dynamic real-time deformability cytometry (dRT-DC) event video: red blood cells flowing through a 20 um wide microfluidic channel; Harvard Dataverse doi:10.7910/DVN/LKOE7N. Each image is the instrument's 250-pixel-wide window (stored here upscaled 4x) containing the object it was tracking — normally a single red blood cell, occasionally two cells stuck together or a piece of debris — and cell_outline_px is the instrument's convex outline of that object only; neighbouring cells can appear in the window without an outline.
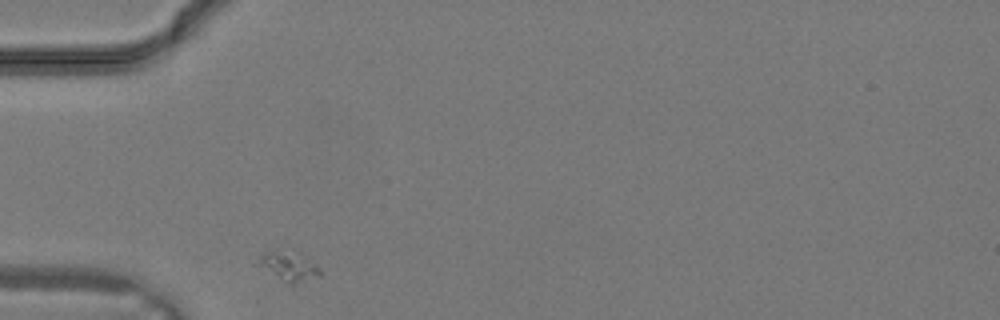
{"species": "common noctule bat (a hibernating species)", "species_latin": "Nyctalus noctula", "temperature_condition": "warm", "stored_images_in_passage": 18, "camera_frame_rate_fps": 3000, "um_per_image_px": 0.085, "animal": {"sex": "male", "body_mass_g": 19.2, "forearm_length_mm": 51.8}, "frame": {"image": 1, "passage_image": 1, "time_ms": 0.0, "image_size_px": [1000, 320], "cell_outline_px": [[320, 276], [292, 288], [260, 264], [260, 256], [264, 252], [300, 252], [316, 264], [320, 268]], "centroid_in_image_um": [24.69, 22.71], "position_along_channel_um": 60.3, "area_um2": 10.46}}
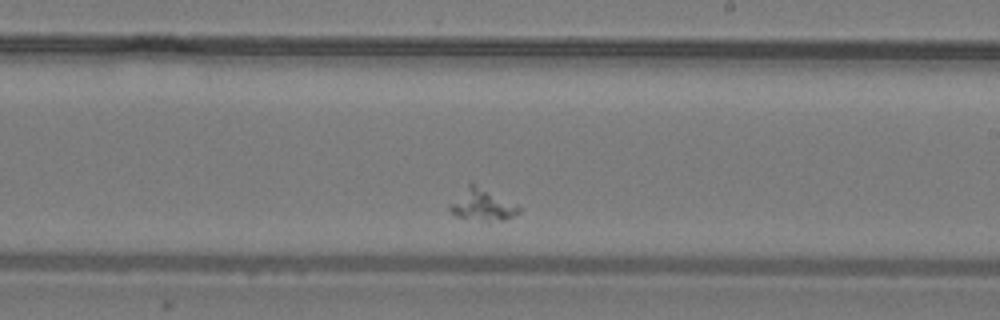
{"frame": {"image": 2, "passage_image": 11, "time_ms": 3.333, "image_size_px": [1000, 320], "cell_outline_px": [[520, 212], [504, 220], [484, 220], [456, 216], [448, 208], [448, 204], [472, 180], [520, 208]], "centroid_in_image_um": [40.93, 17.37], "position_along_channel_um": 248.1, "area_um2": 12.54}}
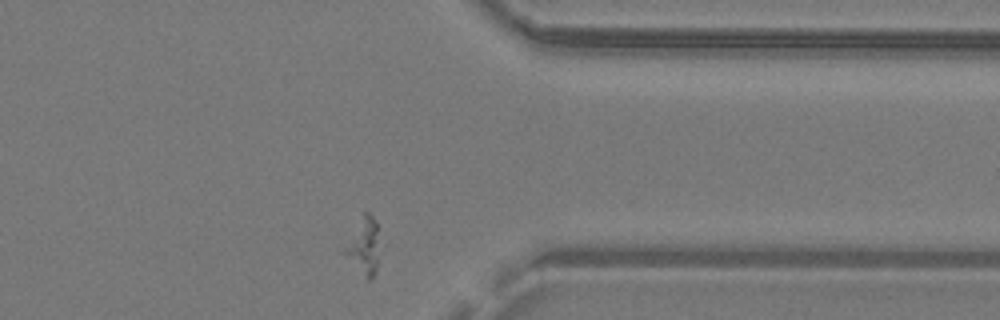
{"frame": {"image": 3, "passage_image": 18, "time_ms": 5.667, "image_size_px": [1000, 320], "cell_outline_px": [[376, 272], [368, 280], [340, 252], [364, 208], [368, 208], [376, 224]], "centroid_in_image_um": [30.82, 20.83], "position_along_channel_um": 380.6, "area_um2": 11.39}}